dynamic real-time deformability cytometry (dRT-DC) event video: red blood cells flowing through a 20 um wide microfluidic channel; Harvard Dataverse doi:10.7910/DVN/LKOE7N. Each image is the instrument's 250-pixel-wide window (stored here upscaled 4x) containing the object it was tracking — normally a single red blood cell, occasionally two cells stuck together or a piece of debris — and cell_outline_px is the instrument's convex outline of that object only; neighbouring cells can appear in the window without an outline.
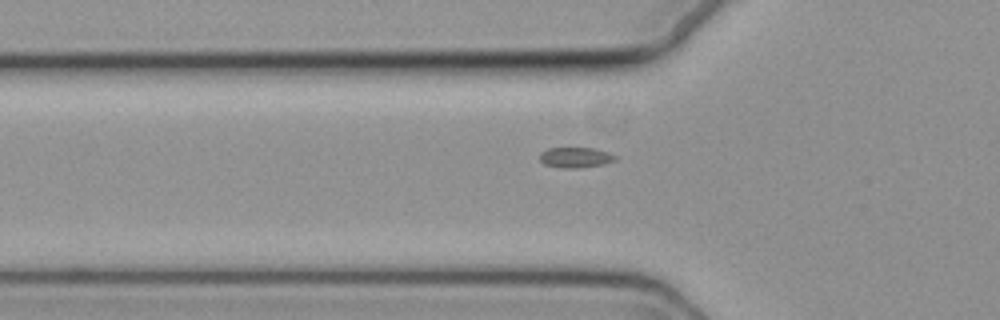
{"species": "common noctule bat (a hibernating species)", "species_latin": "Nyctalus noctula", "temperature_condition": "cold", "stored_images_in_passage": 5, "segment_of_instrument_passage": [1, 2], "camera_frame_rate_fps": 3000, "um_per_image_px": 0.085, "animal": {"sex": "female", "body_mass_g": 19.3, "forearm_length_mm": 54.1}, "frame": {"image": 1, "passage_image": 2, "time_ms": 0.333, "image_size_px": [1000, 320], "cell_outline_px": [[672, 288], [668, 288], [484, 272], [492, 268], [556, 264], [584, 264], [640, 272], [660, 280], [668, 284]], "centroid_in_image_um": [49.64, 23.3], "position_along_channel_um": 76.2, "area_um2": 15.66}}